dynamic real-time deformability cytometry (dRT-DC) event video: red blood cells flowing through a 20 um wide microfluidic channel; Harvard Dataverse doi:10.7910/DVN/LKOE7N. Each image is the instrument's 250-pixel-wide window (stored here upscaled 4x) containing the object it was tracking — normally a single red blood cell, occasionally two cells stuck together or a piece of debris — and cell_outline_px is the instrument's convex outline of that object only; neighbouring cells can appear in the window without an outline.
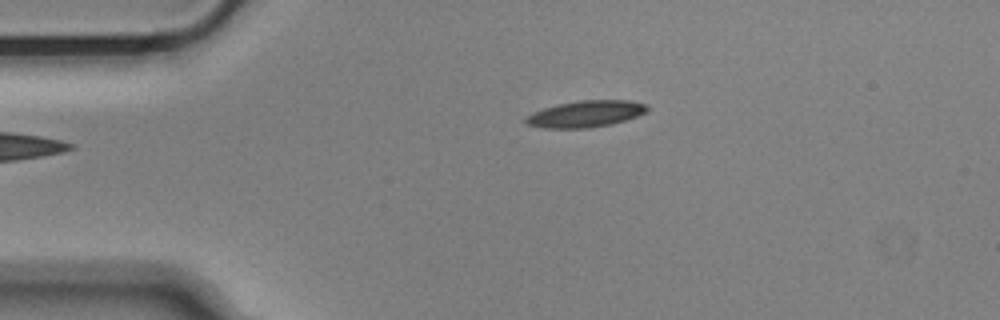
{"species": "Egyptian fruit bat (a non-hibernating species)", "species_latin": "Rousettus aegyptiacus", "temperature_condition": "cold", "stored_images_in_passage": 44, "camera_frame_rate_fps": 3000, "um_per_image_px": 0.085, "animal": {"sex": "male"}, "frame": {"image": 1, "passage_image": 1, "time_ms": 0.0, "image_size_px": [1000, 320], "cell_outline_px": [[648, 108], [644, 112], [636, 116], [624, 120], [608, 124], [588, 128], [544, 128], [524, 124], [524, 116], [532, 112], [556, 104], [580, 100], [628, 100], [644, 104]], "centroid_in_image_um": [49.67, 9.68], "position_along_channel_um": 35.3, "area_um2": 18.67}}
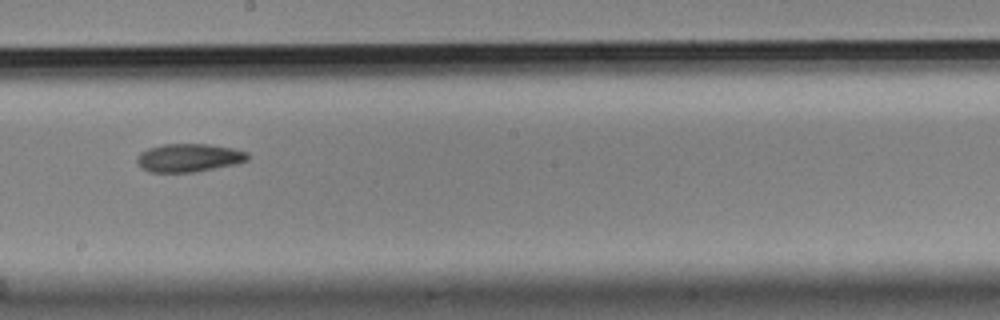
{"frame": {"image": 2, "passage_image": 20, "time_ms": 6.333, "image_size_px": [1000, 320], "cell_outline_px": [[248, 160], [236, 164], [196, 172], [148, 172], [140, 168], [136, 164], [136, 156], [140, 152], [148, 148], [164, 144], [208, 144], [232, 148], [248, 152]], "centroid_in_image_um": [16.01, 13.42], "position_along_channel_um": 232.2, "area_um2": 18.44}}
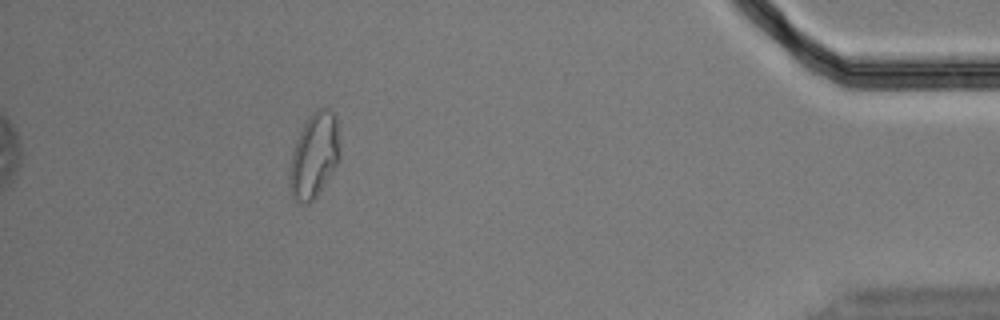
{"frame": {"image": 3, "passage_image": 39, "time_ms": 12.667, "image_size_px": [1000, 320], "cell_outline_px": [[340, 160], [316, 196], [308, 204], [296, 204], [292, 196], [288, 184], [288, 172], [292, 152], [296, 140], [304, 124], [312, 112], [316, 108], [328, 108], [336, 116], [340, 152]], "centroid_in_image_um": [26.68, 13.24], "position_along_channel_um": 408.5, "area_um2": 25.14}}